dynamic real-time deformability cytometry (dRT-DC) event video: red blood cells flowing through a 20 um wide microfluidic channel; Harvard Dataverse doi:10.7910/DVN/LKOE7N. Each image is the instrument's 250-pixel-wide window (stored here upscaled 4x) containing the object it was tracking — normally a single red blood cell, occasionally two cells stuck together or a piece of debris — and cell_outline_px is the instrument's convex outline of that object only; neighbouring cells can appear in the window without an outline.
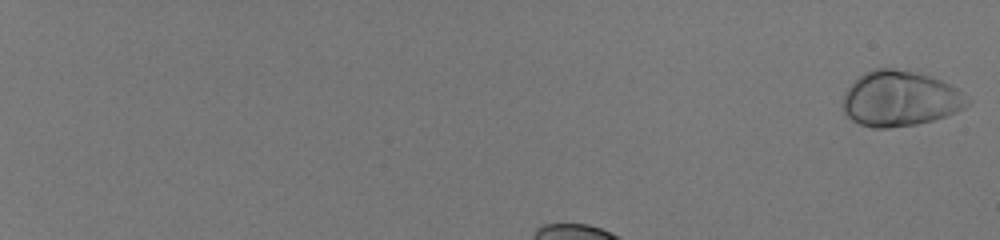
{"species": "human", "species_latin": "Homo sapiens", "temperature_condition": "room temperature", "stored_images_in_passage": 40, "camera_frame_rate_fps": 3000, "um_per_image_px": 0.085, "donor": {"sex": "male"}, "frame": {"image": 1, "passage_image": 1, "time_ms": 0.0, "image_size_px": [1000, 240], "cell_outline_px": [[972, 100], [964, 108], [956, 112], [932, 120], [916, 124], [888, 128], [872, 128], [860, 124], [852, 120], [844, 112], [844, 92], [864, 72], [872, 68], [892, 68], [912, 72], [928, 76], [940, 80], [956, 88]], "centroid_in_image_um": [76.5, 8.39], "position_along_channel_um": 8.5, "area_um2": 39.82}}
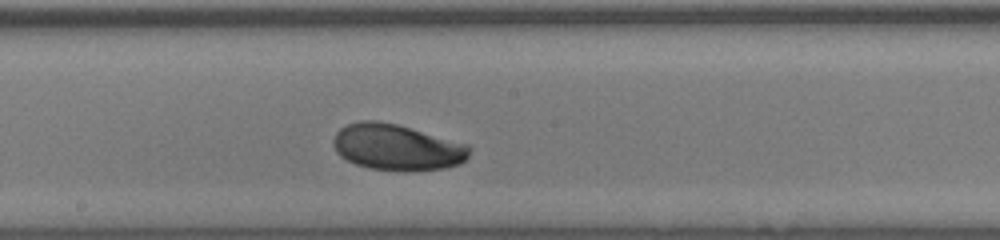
{"frame": {"image": 2, "passage_image": 25, "time_ms": 8.0, "image_size_px": [1000, 240], "cell_outline_px": [[472, 148], [468, 156], [460, 164], [444, 168], [412, 172], [404, 172], [368, 168], [356, 164], [340, 156], [336, 152], [332, 144], [332, 140], [336, 132], [340, 128], [348, 124], [360, 120], [376, 120], [396, 124], [468, 144]], "centroid_in_image_um": [33.73, 12.53], "position_along_channel_um": 214.5, "area_um2": 36.93}}
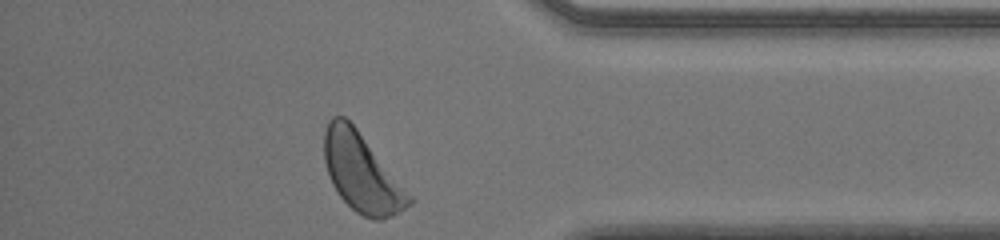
{"frame": {"image": 3, "passage_image": 40, "time_ms": 13.0, "image_size_px": [1000, 240], "cell_outline_px": [[412, 204], [392, 216], [384, 220], [372, 220], [356, 212], [340, 196], [332, 184], [324, 160], [324, 132], [328, 120], [332, 116], [344, 116], [356, 128], [412, 196]], "centroid_in_image_um": [30.73, 14.7], "position_along_channel_um": 404.5, "area_um2": 38.26}, "authors_computed_cell_mechanics": {"area_um2": 36.2406, "velocity_mm_per_s": 3.9841, "shape_relaxation_time_tau1_ms": 6.0526, "shape_relaxation_time_tau2_ms": null, "deformation_change_tau1": 0.1985, "deformation_change_tau2": null}}